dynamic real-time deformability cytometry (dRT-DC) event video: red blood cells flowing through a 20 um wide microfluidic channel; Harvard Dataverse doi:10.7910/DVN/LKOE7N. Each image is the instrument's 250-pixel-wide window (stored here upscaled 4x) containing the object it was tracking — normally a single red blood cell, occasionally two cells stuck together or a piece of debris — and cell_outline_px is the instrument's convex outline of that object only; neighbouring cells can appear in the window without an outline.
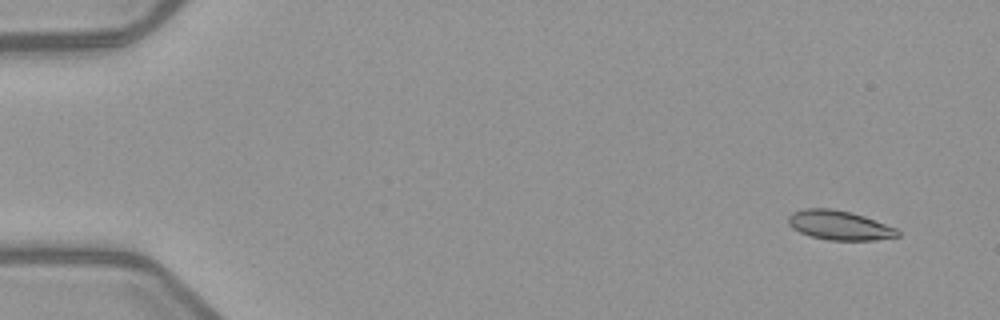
{"species": "common noctule bat (a hibernating species)", "species_latin": "Nyctalus noctula", "temperature_condition": "warm", "stored_images_in_passage": 4, "camera_frame_rate_fps": 3000, "um_per_image_px": 0.085, "animal": {"sex": "female", "body_mass_g": 21.9}, "frame": {"image": 1, "passage_image": 1, "time_ms": 0.0, "image_size_px": [1000, 320], "cell_outline_px": [[900, 236], [876, 240], [828, 240], [812, 236], [800, 232], [792, 228], [788, 224], [788, 216], [792, 212], [804, 208], [828, 208], [852, 212], [864, 216], [896, 228], [900, 232]], "centroid_in_image_um": [71.34, 19.14], "position_along_channel_um": 13.7, "area_um2": 18.73}}
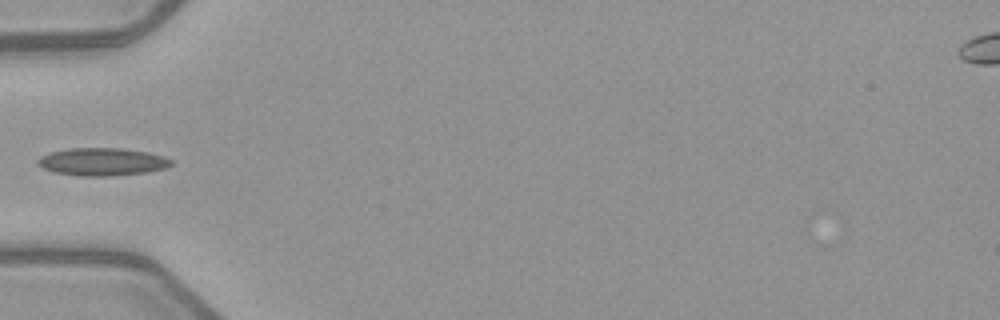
{"frame": {"image": 2, "passage_image": 4, "time_ms": 5.0, "image_size_px": [1000, 320], "cell_outline_px": [[172, 164], [164, 168], [148, 172], [112, 176], [80, 176], [52, 172], [36, 164], [36, 160], [40, 156], [52, 152], [68, 148], [120, 148], [148, 152], [164, 156], [172, 160]], "centroid_in_image_um": [8.67, 13.75], "position_along_channel_um": 76.3, "area_um2": 21.68}}